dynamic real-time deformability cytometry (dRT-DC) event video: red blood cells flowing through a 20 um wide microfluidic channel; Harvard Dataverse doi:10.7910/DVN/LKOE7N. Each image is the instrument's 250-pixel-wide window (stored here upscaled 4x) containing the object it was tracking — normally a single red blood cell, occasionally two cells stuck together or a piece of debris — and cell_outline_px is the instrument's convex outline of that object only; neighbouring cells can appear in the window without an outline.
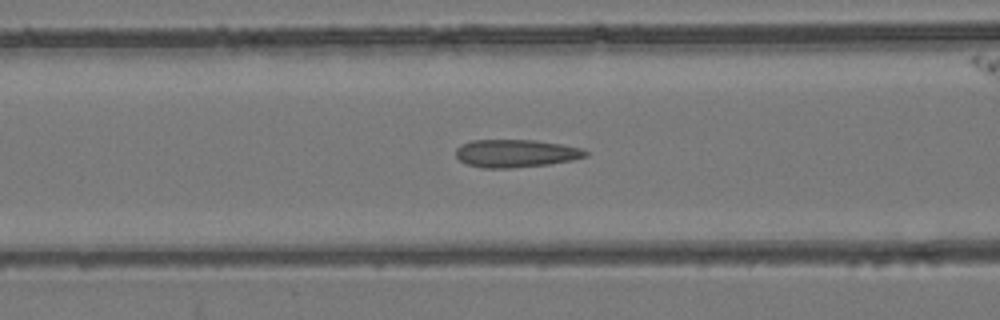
{"species": "common noctule bat (a hibernating species)", "species_latin": "Nyctalus noctula", "temperature_condition": "room temperature", "stored_images_in_passage": 49, "camera_frame_rate_fps": 3000, "um_per_image_px": 0.085, "animal": {"sex": "female", "body_mass_g": 24.6, "forearm_length_mm": 56.2}, "frame": {"image": 1, "passage_image": 20, "time_ms": 6.333, "image_size_px": [1000, 320], "cell_outline_px": [[588, 156], [572, 160], [548, 164], [512, 168], [480, 168], [468, 164], [460, 160], [456, 156], [456, 148], [460, 144], [472, 140], [536, 140], [560, 144], [580, 148], [588, 152]], "centroid_in_image_um": [43.82, 13.03], "position_along_channel_um": 122.8, "area_um2": 21.04}}
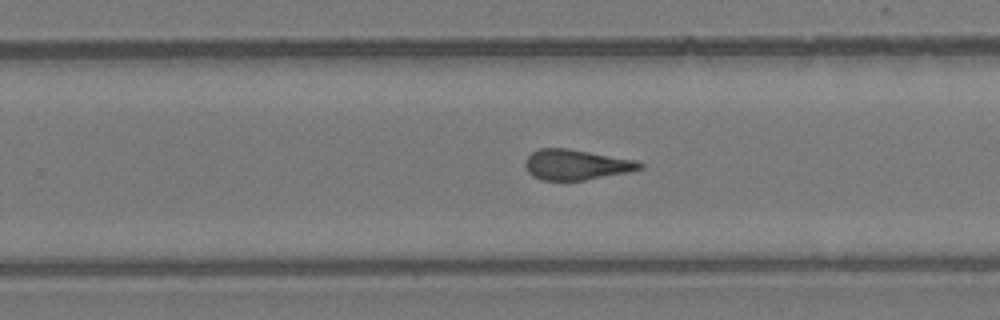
{"frame": {"image": 2, "passage_image": 32, "time_ms": 10.333, "image_size_px": [1000, 320], "cell_outline_px": [[644, 168], [628, 172], [584, 180], [544, 180], [532, 176], [528, 172], [524, 164], [524, 160], [532, 152], [540, 148], [568, 148], [636, 160], [644, 164]], "centroid_in_image_um": [48.97, 13.99], "position_along_channel_um": 280.8, "area_um2": 20.29}}
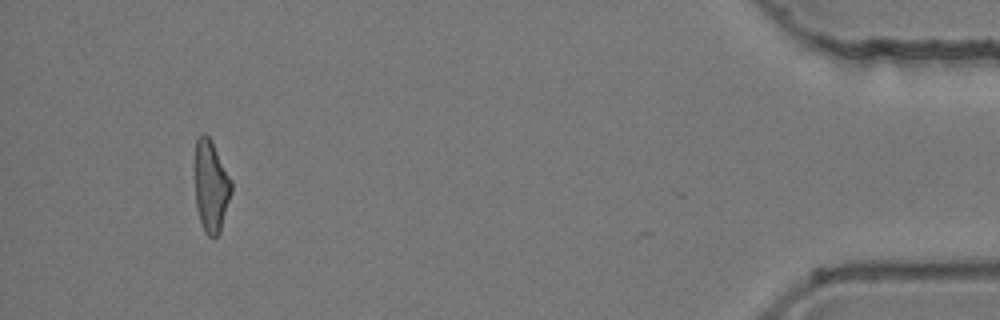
{"frame": {"image": 3, "passage_image": 48, "time_ms": 15.667, "image_size_px": [1000, 320], "cell_outline_px": [[232, 192], [220, 232], [216, 236], [208, 236], [204, 232], [196, 208], [196, 140], [204, 132], [212, 140], [232, 180]], "centroid_in_image_um": [17.96, 15.83], "position_along_channel_um": 417.2, "area_um2": 19.42}, "authors_computed_cell_mechanics": {"area_um2": 20.5768, "velocity_mm_per_s": 3.9528, "shape_relaxation_time_tau1_ms": null, "shape_relaxation_time_tau2_ms": 2.5534, "deformation_change_tau1": null, "deformation_change_tau2": 0.1105}}